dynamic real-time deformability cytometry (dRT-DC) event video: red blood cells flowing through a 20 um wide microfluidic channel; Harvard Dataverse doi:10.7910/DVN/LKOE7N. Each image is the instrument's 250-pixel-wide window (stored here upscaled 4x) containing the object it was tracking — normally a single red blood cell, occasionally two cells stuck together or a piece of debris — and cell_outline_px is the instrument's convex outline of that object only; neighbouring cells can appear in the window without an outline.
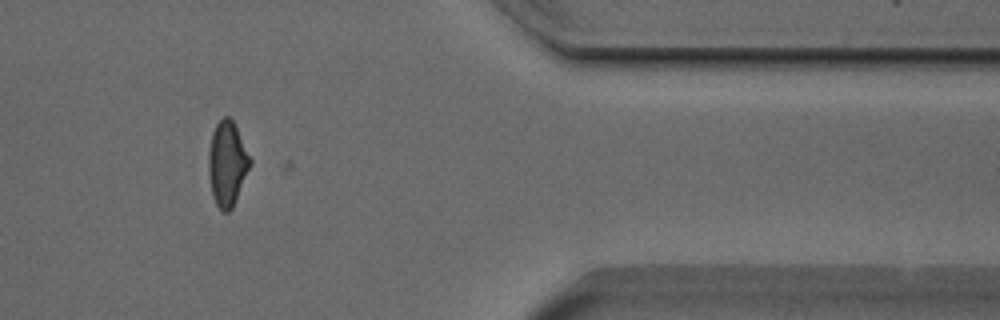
{"species": "Egyptian fruit bat (a non-hibernating species)", "species_latin": "Rousettus aegyptiacus", "temperature_condition": "cold", "stored_images_in_passage": 40, "camera_frame_rate_fps": 3000, "um_per_image_px": 0.085, "animal": {"sex": "male"}, "frame": {"image": 1, "passage_image": 31, "time_ms": 10.0, "image_size_px": [1000, 320], "cell_outline_px": [[252, 164], [236, 200], [232, 208], [228, 212], [224, 212], [216, 204], [212, 196], [208, 172], [208, 152], [212, 132], [216, 124], [224, 116], [228, 116], [232, 120], [252, 160]], "centroid_in_image_um": [19.31, 13.92], "position_along_channel_um": 392.1, "area_um2": 20.52}}
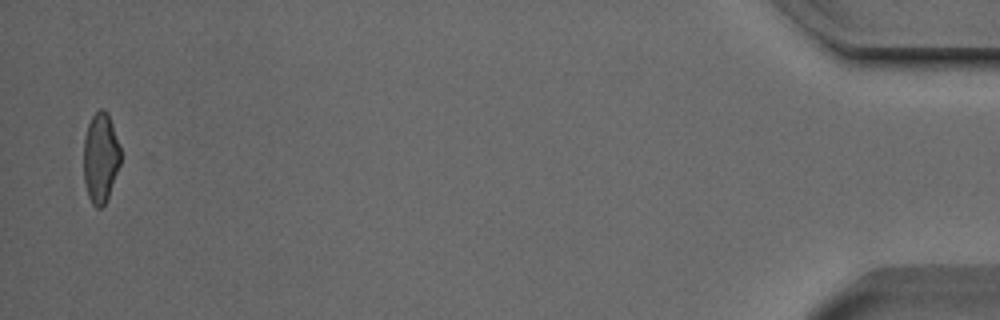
{"frame": {"image": 2, "passage_image": 39, "time_ms": 12.667, "image_size_px": [1000, 320], "cell_outline_px": [[120, 164], [108, 196], [104, 204], [100, 208], [96, 208], [92, 204], [88, 196], [84, 180], [84, 140], [88, 124], [92, 116], [100, 108], [104, 108], [108, 112], [120, 148]], "centroid_in_image_um": [8.54, 13.39], "position_along_channel_um": 426.7, "area_um2": 19.19}}